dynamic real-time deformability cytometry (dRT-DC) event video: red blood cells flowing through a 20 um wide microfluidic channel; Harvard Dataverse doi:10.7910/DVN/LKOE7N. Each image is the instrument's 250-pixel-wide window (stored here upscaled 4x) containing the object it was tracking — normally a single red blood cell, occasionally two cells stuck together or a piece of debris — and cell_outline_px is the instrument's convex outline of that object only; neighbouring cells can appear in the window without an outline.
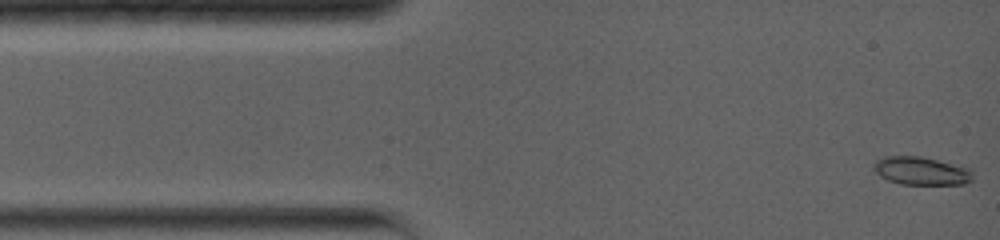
{"species": "common noctule bat (a hibernating species)", "species_latin": "Nyctalus noctula", "temperature_condition": "warm", "stored_images_in_passage": 35, "camera_frame_rate_fps": 5000, "um_per_image_px": 0.085, "animal": {"sex": "female", "body_mass_g": 19.0, "forearm_length_mm": 56.7}, "frame": {"image": 1, "passage_image": 1, "time_ms": 0.0, "image_size_px": [1000, 240], "cell_outline_px": [[972, 180], [964, 184], [900, 184], [888, 180], [880, 176], [872, 168], [872, 164], [876, 160], [884, 156], [920, 156], [968, 168], [972, 172]], "centroid_in_image_um": [78.25, 14.52], "position_along_channel_um": 6.8, "area_um2": 16.13}}
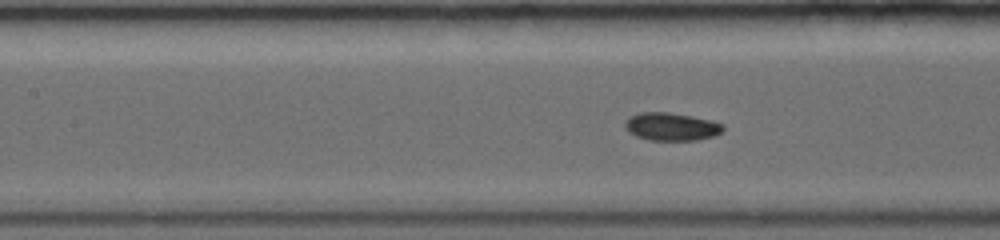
{"frame": {"image": 2, "passage_image": 20, "time_ms": 5.6, "image_size_px": [1000, 240], "cell_outline_px": [[724, 132], [716, 136], [696, 140], [648, 140], [636, 136], [628, 132], [624, 128], [624, 124], [628, 116], [640, 112], [668, 112], [692, 116], [712, 120], [724, 124]], "centroid_in_image_um": [57.08, 10.76], "position_along_channel_um": 150.3, "area_um2": 16.3}}
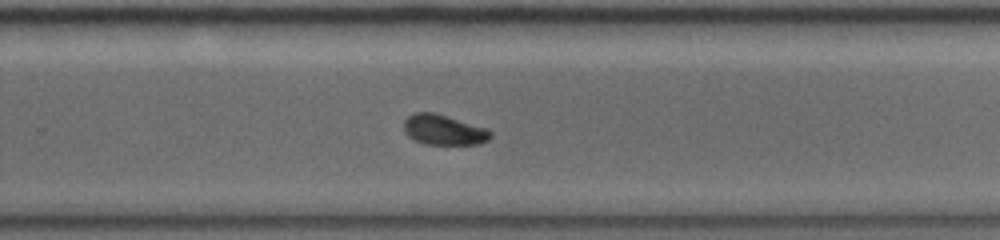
{"frame": {"image": 3, "passage_image": 35, "time_ms": 9.2, "image_size_px": [1000, 240], "cell_outline_px": [[492, 136], [488, 140], [480, 144], [424, 144], [408, 136], [404, 132], [404, 120], [408, 116], [416, 112], [436, 112], [488, 128], [492, 132]], "centroid_in_image_um": [37.74, 11.02], "position_along_channel_um": 292.1, "area_um2": 15.49}}